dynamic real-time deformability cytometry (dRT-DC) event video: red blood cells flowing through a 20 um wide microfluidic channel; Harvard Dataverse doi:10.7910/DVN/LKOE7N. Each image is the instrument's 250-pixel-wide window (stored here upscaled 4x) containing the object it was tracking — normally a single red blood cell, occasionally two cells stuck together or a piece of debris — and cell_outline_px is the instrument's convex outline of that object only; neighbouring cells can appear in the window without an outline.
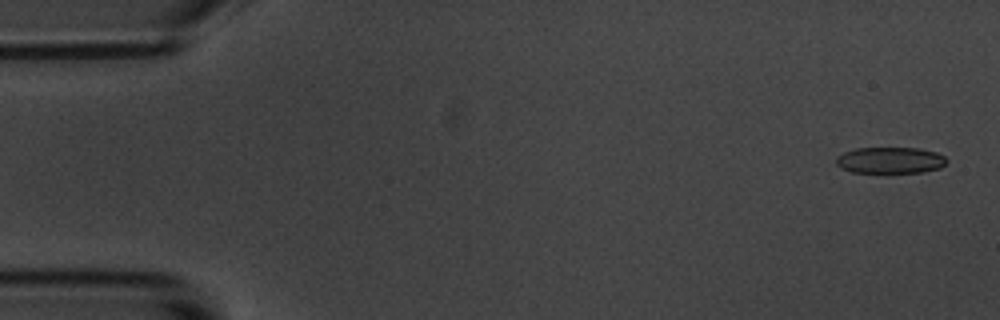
{"species": "common noctule bat (a hibernating species)", "species_latin": "Nyctalus noctula", "temperature_condition": "room temperature", "stored_images_in_passage": 5, "camera_frame_rate_fps": 3000, "um_per_image_px": 0.085, "animal": {"sex": "male", "body_mass_g": 20.1, "forearm_length_mm": 53.5}, "frame": {"image": 1, "passage_image": 1, "time_ms": 0.0, "image_size_px": [1000, 320], "cell_outline_px": [[948, 160], [940, 168], [924, 172], [888, 176], [852, 172], [840, 168], [836, 164], [836, 156], [844, 152], [856, 148], [920, 148], [936, 152], [944, 156]], "centroid_in_image_um": [75.65, 13.68], "position_along_channel_um": 9.4, "area_um2": 18.03}}
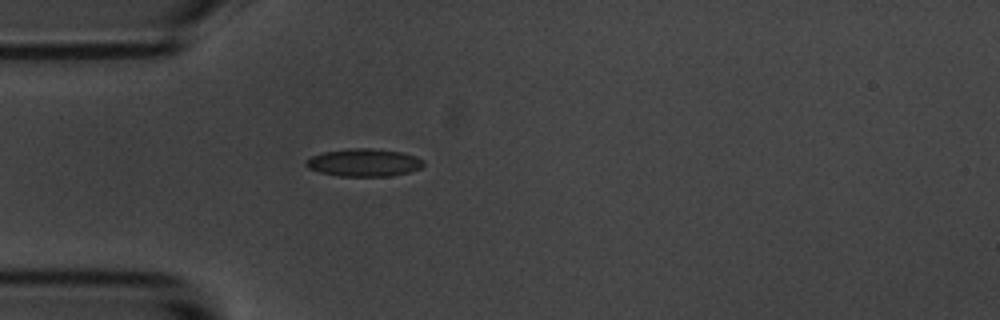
{"frame": {"image": 2, "passage_image": 5, "time_ms": 4.667, "image_size_px": [1000, 320], "cell_outline_px": [[424, 164], [420, 168], [408, 172], [392, 176], [340, 176], [320, 172], [308, 168], [304, 164], [304, 160], [312, 156], [324, 152], [352, 148], [368, 148], [400, 152], [416, 156], [424, 160]], "centroid_in_image_um": [30.92, 13.82], "position_along_channel_um": 54.1, "area_um2": 18.9}}